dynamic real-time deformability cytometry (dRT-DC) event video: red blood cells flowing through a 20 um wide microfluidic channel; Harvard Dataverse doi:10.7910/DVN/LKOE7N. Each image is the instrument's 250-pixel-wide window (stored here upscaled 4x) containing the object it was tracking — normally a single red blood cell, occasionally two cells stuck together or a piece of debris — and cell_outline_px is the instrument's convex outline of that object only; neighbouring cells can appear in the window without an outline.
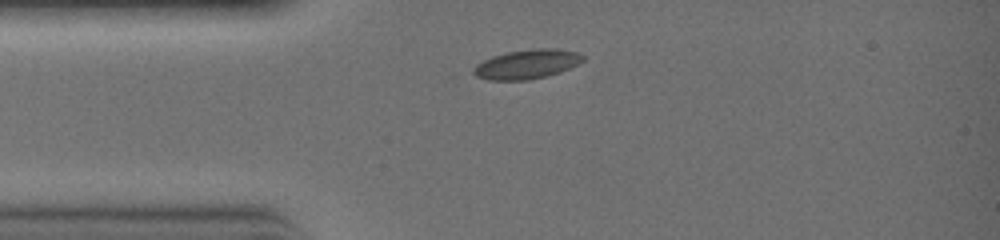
{"species": "common noctule bat (a hibernating species)", "species_latin": "Nyctalus noctula", "temperature_condition": "warm", "stored_images_in_passage": 2, "camera_frame_rate_fps": 3000, "um_per_image_px": 0.085, "animal": {"sex": "female", "body_mass_g": 19.0, "forearm_length_mm": 51.5}, "frame": {"image": 1, "passage_image": 1, "time_ms": 0.0, "image_size_px": [1000, 240], "cell_outline_px": [[584, 60], [560, 72], [528, 80], [488, 80], [476, 76], [472, 72], [472, 68], [476, 64], [492, 56], [508, 52], [532, 48], [556, 48], [576, 52], [584, 56]], "centroid_in_image_um": [44.75, 5.45], "position_along_channel_um": 40.3, "area_um2": 18.61}}